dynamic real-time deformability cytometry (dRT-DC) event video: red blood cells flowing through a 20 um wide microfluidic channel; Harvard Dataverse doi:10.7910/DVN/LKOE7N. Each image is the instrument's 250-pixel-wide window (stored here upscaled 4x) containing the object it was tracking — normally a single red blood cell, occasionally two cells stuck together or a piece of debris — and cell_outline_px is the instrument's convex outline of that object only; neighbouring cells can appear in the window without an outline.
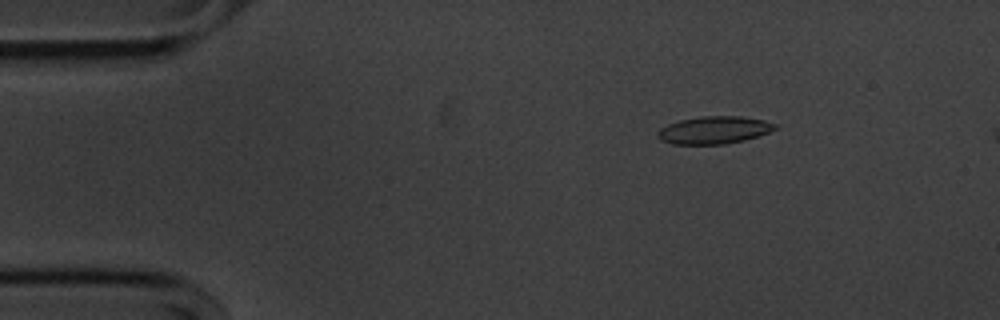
{"species": "common noctule bat (a hibernating species)", "species_latin": "Nyctalus noctula", "temperature_condition": "cold", "stored_images_in_passage": 55, "segment_of_instrument_passage": [1, 2], "camera_frame_rate_fps": 3000, "um_per_image_px": 0.085, "animal": {"sex": "male", "body_mass_g": 20.1, "forearm_length_mm": 53.5}, "frame": {"image": 1, "passage_image": 8, "time_ms": 2.333, "image_size_px": [1000, 320], "cell_outline_px": [[780, 128], [744, 140], [724, 144], [672, 144], [660, 140], [656, 136], [656, 132], [660, 128], [668, 124], [680, 120], [700, 116], [740, 116], [764, 120], [780, 124]], "centroid_in_image_um": [60.7, 11.05], "position_along_channel_um": 24.3, "area_um2": 19.02}}
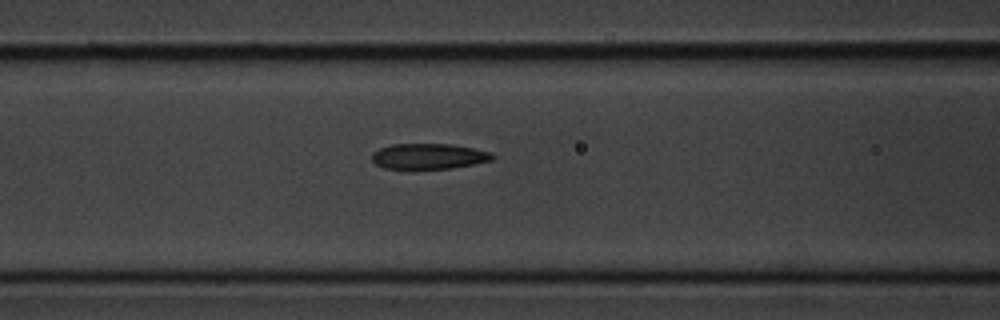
{"frame": {"image": 2, "passage_image": 22, "time_ms": 7.0, "image_size_px": [1000, 320], "cell_outline_px": [[496, 156], [492, 160], [452, 168], [384, 168], [376, 164], [372, 160], [372, 152], [380, 148], [392, 144], [452, 144], [492, 152]], "centroid_in_image_um": [36.45, 13.27], "position_along_channel_um": 130.2, "area_um2": 17.8}}
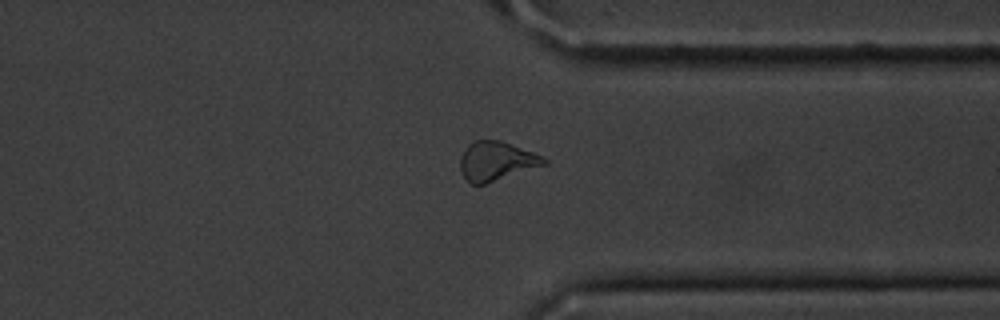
{"frame": {"image": 3, "passage_image": 42, "time_ms": 13.667, "image_size_px": [1000, 320], "cell_outline_px": [[548, 164], [484, 184], [472, 184], [460, 172], [460, 156], [464, 148], [468, 144], [476, 140], [500, 140], [532, 152], [548, 160]], "centroid_in_image_um": [42.16, 13.69], "position_along_channel_um": 369.2, "area_um2": 18.96}}